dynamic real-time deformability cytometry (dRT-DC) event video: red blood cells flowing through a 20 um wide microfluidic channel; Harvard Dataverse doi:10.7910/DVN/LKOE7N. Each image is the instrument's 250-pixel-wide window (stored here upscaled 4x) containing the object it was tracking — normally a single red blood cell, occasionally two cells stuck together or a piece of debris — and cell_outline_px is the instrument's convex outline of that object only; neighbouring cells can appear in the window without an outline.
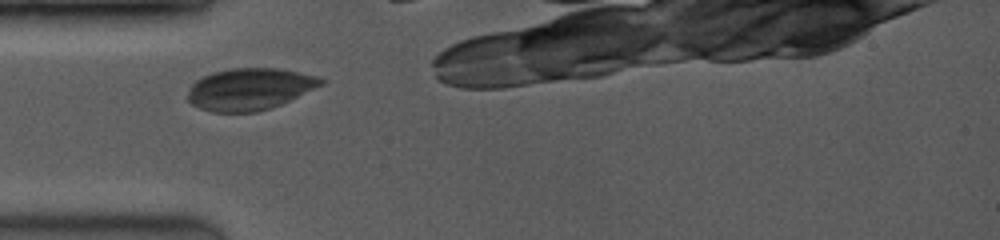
{"species": "common noctule bat (a hibernating species)", "species_latin": "Nyctalus noctula", "temperature_condition": "room temperature", "stored_images_in_passage": 2, "camera_frame_rate_fps": 3500, "um_per_image_px": 0.085, "animal": {"sex": "female", "body_mass_g": 19.0, "forearm_length_mm": 53.3}, "frame": {"image": 1, "passage_image": 1, "time_ms": 0.0, "image_size_px": [1000, 240], "cell_outline_px": [[324, 84], [272, 108], [256, 112], [212, 112], [200, 108], [192, 104], [188, 100], [188, 92], [192, 84], [196, 80], [212, 72], [232, 68], [280, 68], [316, 76], [324, 80]], "centroid_in_image_um": [21.21, 7.57], "position_along_channel_um": 63.8, "area_um2": 32.37}}